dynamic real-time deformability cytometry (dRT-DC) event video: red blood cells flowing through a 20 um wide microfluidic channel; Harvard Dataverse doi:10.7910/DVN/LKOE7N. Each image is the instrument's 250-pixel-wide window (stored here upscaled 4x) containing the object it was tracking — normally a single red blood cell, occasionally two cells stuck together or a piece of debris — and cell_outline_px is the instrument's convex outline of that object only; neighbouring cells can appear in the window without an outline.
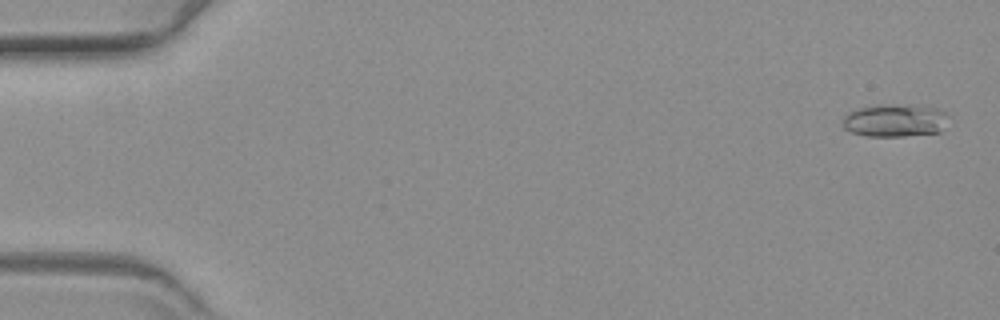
{"species": "common noctule bat (a hibernating species)", "species_latin": "Nyctalus noctula", "temperature_condition": "warm", "stored_images_in_passage": 6, "camera_frame_rate_fps": 3000, "um_per_image_px": 0.085, "animal": {"sex": "female", "body_mass_g": 19.3, "forearm_length_mm": 54.1}, "frame": {"image": 1, "passage_image": 2, "time_ms": 0.333, "image_size_px": [1000, 320], "cell_outline_px": [[948, 112], [940, 132], [904, 136], [864, 136], [852, 132], [844, 128], [844, 116], [848, 112], [860, 108], [876, 104], [908, 104], [936, 108]], "centroid_in_image_um": [76.05, 10.22], "position_along_channel_um": 8.9, "area_um2": 20.23}}